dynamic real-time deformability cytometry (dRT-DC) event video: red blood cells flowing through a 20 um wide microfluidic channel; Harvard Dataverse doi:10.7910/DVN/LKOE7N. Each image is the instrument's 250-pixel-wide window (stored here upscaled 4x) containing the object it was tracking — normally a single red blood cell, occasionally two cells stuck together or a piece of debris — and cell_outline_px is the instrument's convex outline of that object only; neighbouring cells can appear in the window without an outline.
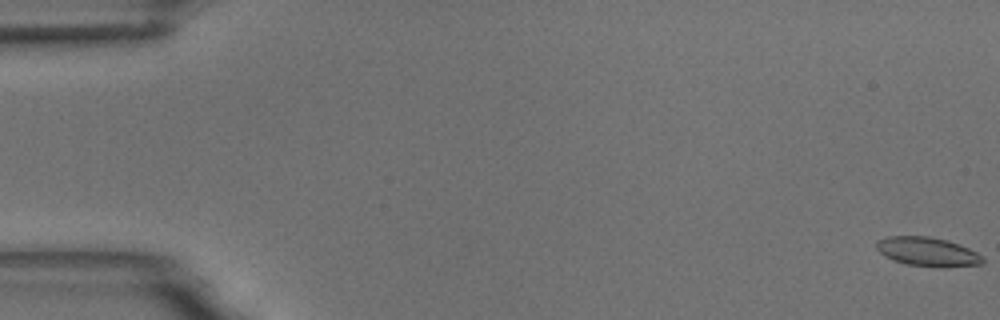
{"species": "common noctule bat (a hibernating species)", "species_latin": "Nyctalus noctula", "temperature_condition": "room temperature", "stored_images_in_passage": 56, "camera_frame_rate_fps": 3000, "um_per_image_px": 0.085, "animal": {"sex": "male", "body_mass_g": 18.8}, "frame": {"image": 1, "passage_image": 1, "time_ms": 0.0, "image_size_px": [1000, 320], "cell_outline_px": [[984, 264], [904, 264], [892, 260], [884, 256], [876, 248], [876, 240], [888, 236], [928, 236], [948, 240], [968, 248], [984, 256]], "centroid_in_image_um": [78.75, 21.33], "position_along_channel_um": 6.2, "area_um2": 17.17}}
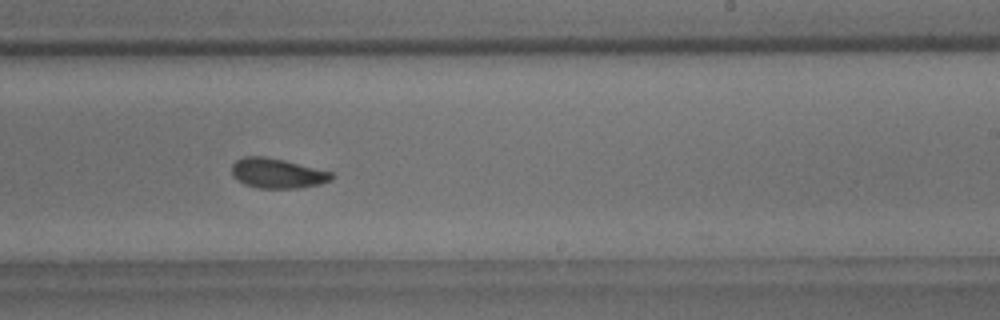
{"frame": {"image": 2, "passage_image": 35, "time_ms": 11.333, "image_size_px": [1000, 320], "cell_outline_px": [[336, 176], [332, 180], [320, 184], [296, 188], [256, 188], [244, 184], [232, 176], [232, 164], [236, 160], [244, 156], [264, 156], [284, 160], [332, 172]], "centroid_in_image_um": [23.57, 14.73], "position_along_channel_um": 265.4, "area_um2": 17.46}}
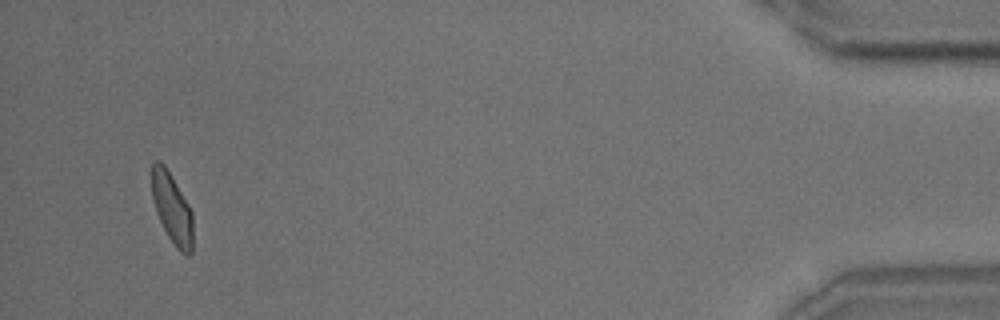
{"frame": {"image": 3, "passage_image": 54, "time_ms": 17.667, "image_size_px": [1000, 320], "cell_outline_px": [[192, 252], [188, 256], [184, 256], [176, 248], [168, 236], [156, 212], [152, 200], [152, 164], [156, 160], [160, 160], [164, 164], [188, 204], [192, 212]], "centroid_in_image_um": [14.62, 17.74], "position_along_channel_um": 420.6, "area_um2": 16.76}, "authors_computed_cell_mechanics": {"area_um2": 17.5712, "velocity_mm_per_s": 3.6644, "shape_relaxation_time_tau1_ms": 2.2871, "shape_relaxation_time_tau2_ms": 3.2568, "deformation_change_tau1": 0.0985, "deformation_change_tau2": 0.0778}}